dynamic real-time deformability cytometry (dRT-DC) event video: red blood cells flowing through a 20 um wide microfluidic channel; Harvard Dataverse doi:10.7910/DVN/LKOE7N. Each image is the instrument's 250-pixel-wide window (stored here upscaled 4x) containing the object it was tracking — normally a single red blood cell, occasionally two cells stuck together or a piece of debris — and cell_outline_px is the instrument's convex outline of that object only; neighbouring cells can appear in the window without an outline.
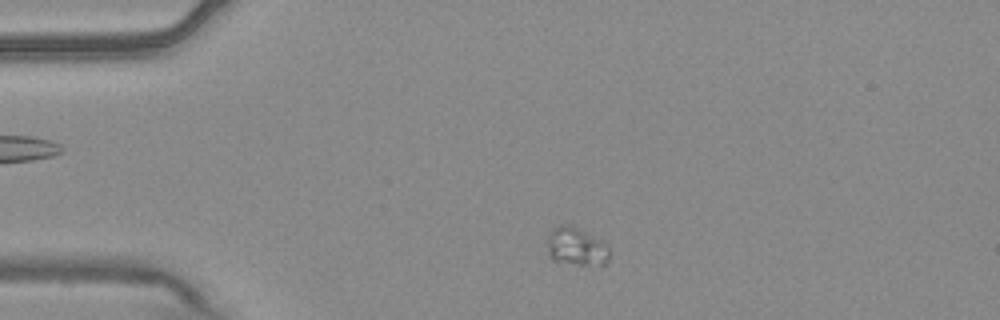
{"species": "common noctule bat (a hibernating species)", "species_latin": "Nyctalus noctula", "temperature_condition": "warm", "stored_images_in_passage": 46, "camera_frame_rate_fps": 3000, "um_per_image_px": 0.085, "animal": {"sex": "male", "body_mass_g": 20.4}, "frame": {"image": 1, "passage_image": 3, "time_ms": 0.667, "image_size_px": [1000, 320], "cell_outline_px": [[608, 260], [604, 264], [576, 264], [552, 260], [548, 256], [548, 232], [552, 228], [560, 224], [568, 224], [604, 240], [608, 248]], "centroid_in_image_um": [48.96, 20.93], "position_along_channel_um": 36.0, "area_um2": 13.81}}
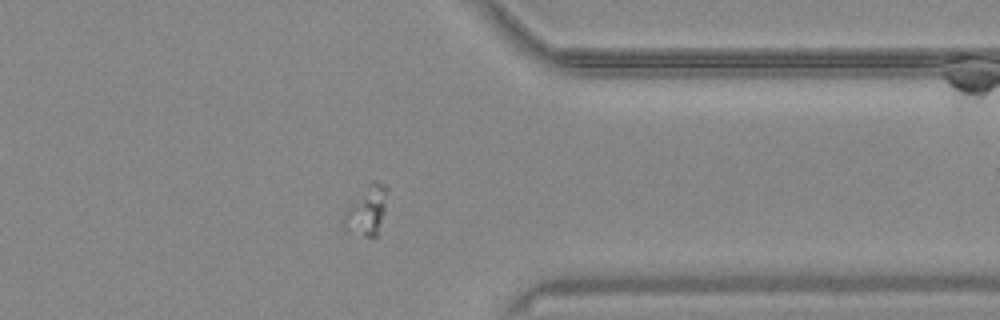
{"frame": {"image": 2, "passage_image": 35, "time_ms": 11.333, "image_size_px": [1000, 320], "cell_outline_px": [[388, 188], [384, 212], [376, 236], [364, 236], [348, 232], [344, 228], [340, 220], [344, 212], [368, 184], [372, 180], [376, 180], [384, 184]], "centroid_in_image_um": [31.14, 17.89], "position_along_channel_um": 380.3, "area_um2": 12.43}}
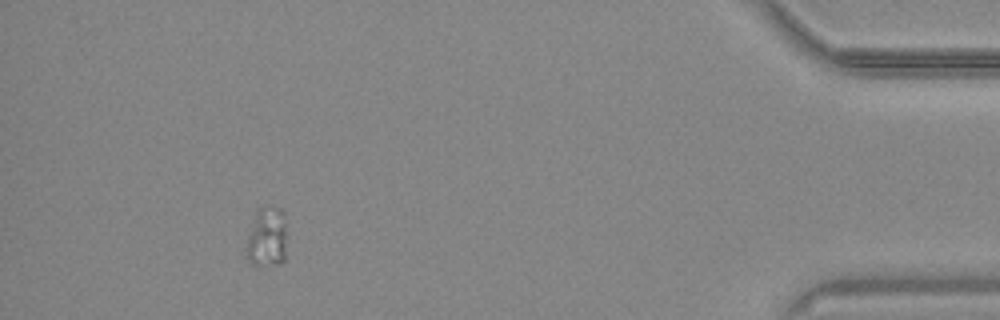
{"frame": {"image": 3, "passage_image": 42, "time_ms": 13.667, "image_size_px": [1000, 320], "cell_outline_px": [[284, 260], [280, 264], [256, 268], [244, 256], [244, 248], [256, 212], [260, 208], [272, 204], [284, 208]], "centroid_in_image_um": [22.64, 20.2], "position_along_channel_um": 412.6, "area_um2": 14.68}}